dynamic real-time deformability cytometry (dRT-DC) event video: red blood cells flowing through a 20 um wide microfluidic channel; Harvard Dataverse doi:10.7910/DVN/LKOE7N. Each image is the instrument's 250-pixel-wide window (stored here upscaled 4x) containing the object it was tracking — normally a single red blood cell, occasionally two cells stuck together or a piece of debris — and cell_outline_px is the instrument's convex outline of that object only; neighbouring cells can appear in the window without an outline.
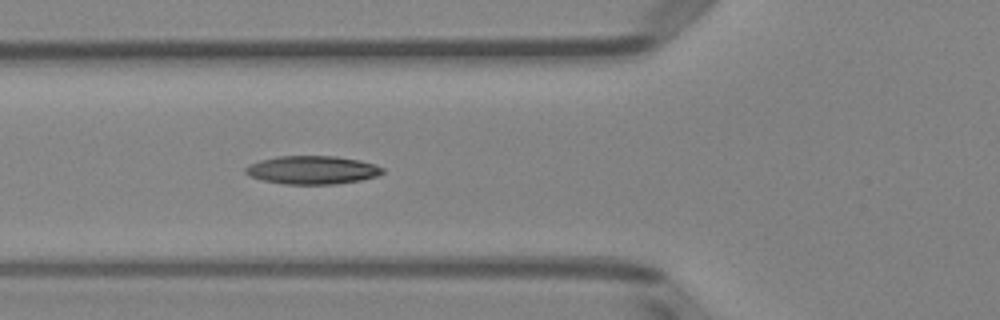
{"species": "Egyptian fruit bat (a non-hibernating species)", "species_latin": "Rousettus aegyptiacus", "temperature_condition": "room temperature", "stored_images_in_passage": 5, "camera_frame_rate_fps": 3000, "um_per_image_px": 0.085, "animal": {"sex": "female"}, "frame": {"image": 1, "passage_image": 5, "time_ms": 5.333, "image_size_px": [1000, 320], "cell_outline_px": [[384, 172], [376, 176], [360, 180], [336, 184], [284, 184], [264, 180], [252, 176], [244, 172], [244, 168], [248, 164], [260, 160], [276, 156], [336, 156], [360, 160], [384, 168]], "centroid_in_image_um": [26.53, 14.44], "position_along_channel_um": 99.3, "area_um2": 22.54}}